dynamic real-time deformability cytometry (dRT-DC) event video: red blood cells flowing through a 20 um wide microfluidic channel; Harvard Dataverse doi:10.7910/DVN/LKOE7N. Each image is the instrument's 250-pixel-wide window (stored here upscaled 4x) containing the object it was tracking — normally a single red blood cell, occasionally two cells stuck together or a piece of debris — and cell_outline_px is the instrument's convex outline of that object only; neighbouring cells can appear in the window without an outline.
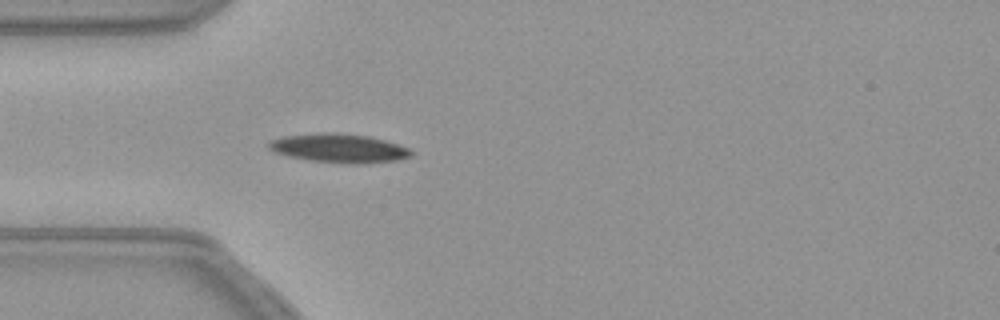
{"species": "common noctule bat (a hibernating species)", "species_latin": "Nyctalus noctula", "temperature_condition": "warm", "stored_images_in_passage": 11, "camera_frame_rate_fps": 3000, "um_per_image_px": 0.085, "animal": {"sex": "female", "body_mass_g": 21.9}, "frame": {"image": 1, "passage_image": 4, "time_ms": 1.0, "image_size_px": [1000, 320], "cell_outline_px": [[416, 152], [412, 156], [396, 160], [312, 160], [288, 156], [276, 152], [268, 148], [268, 144], [272, 140], [280, 136], [320, 132], [336, 132], [372, 136], [412, 148]], "centroid_in_image_um": [28.81, 12.51], "position_along_channel_um": 56.2, "area_um2": 22.95}}
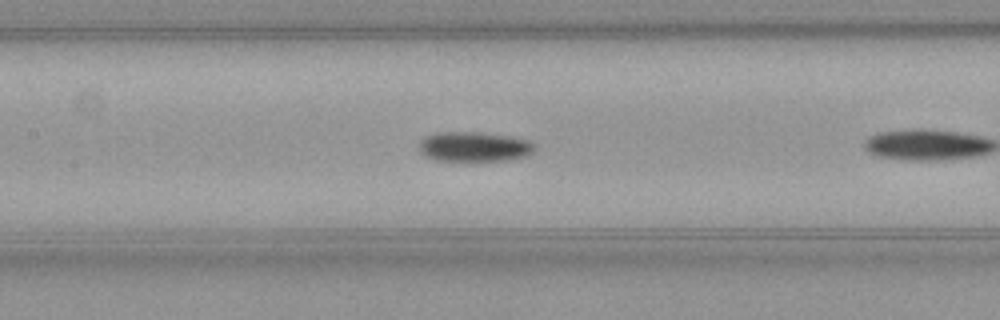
{"frame": {"image": 2, "passage_image": 10, "time_ms": 3.0, "image_size_px": [1000, 320], "cell_outline_px": [[536, 148], [528, 156], [508, 160], [472, 164], [436, 160], [420, 152], [420, 140], [424, 136], [436, 132], [480, 132], [512, 136], [528, 140], [536, 144]], "centroid_in_image_um": [40.34, 12.51], "position_along_channel_um": 167.1, "area_um2": 21.21}}